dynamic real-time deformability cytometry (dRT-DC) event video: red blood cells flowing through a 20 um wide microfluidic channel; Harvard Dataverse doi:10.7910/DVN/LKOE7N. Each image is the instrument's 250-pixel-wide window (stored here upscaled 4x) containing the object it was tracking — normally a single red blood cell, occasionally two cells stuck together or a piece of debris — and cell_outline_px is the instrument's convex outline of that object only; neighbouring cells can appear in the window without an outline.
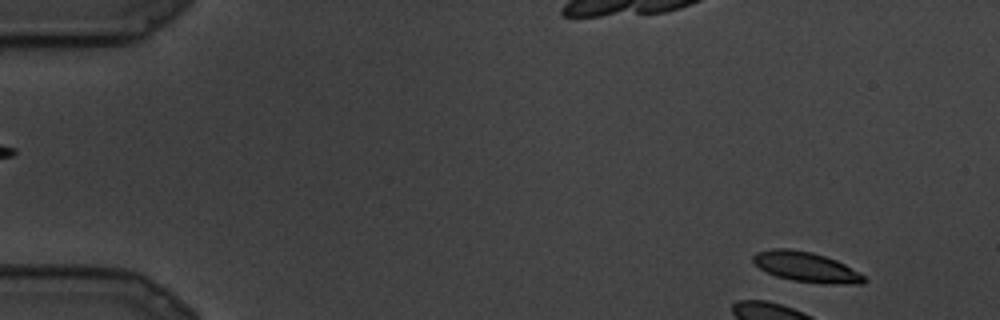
{"species": "common noctule bat (a hibernating species)", "species_latin": "Nyctalus noctula", "temperature_condition": "cold", "stored_images_in_passage": 10, "camera_frame_rate_fps": 3000, "um_per_image_px": 0.085, "animal": {"sex": "male", "body_mass_g": 19.5, "forearm_length_mm": 54.6}, "frame": {"image": 1, "passage_image": 1, "time_ms": 0.0, "image_size_px": [1000, 320], "cell_outline_px": [[868, 280], [860, 284], [832, 284], [792, 280], [776, 276], [760, 268], [752, 260], [752, 256], [756, 252], [772, 248], [788, 248], [812, 252], [836, 260], [844, 264], [864, 276]], "centroid_in_image_um": [68.51, 22.68], "position_along_channel_um": 16.5, "area_um2": 19.25}}